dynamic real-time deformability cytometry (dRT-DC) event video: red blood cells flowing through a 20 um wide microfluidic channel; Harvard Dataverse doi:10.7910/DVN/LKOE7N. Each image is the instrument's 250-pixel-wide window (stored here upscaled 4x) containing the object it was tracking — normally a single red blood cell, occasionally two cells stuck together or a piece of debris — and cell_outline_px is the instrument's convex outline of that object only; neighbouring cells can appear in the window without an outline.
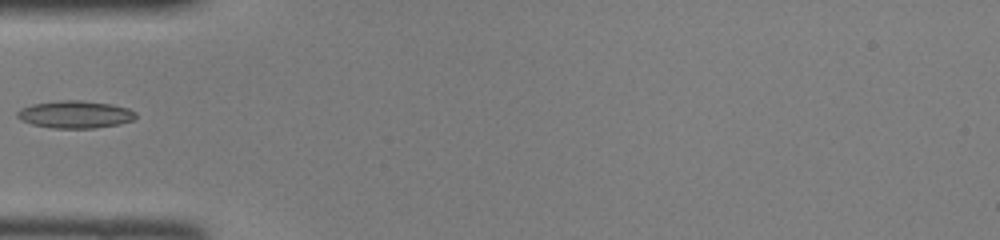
{"species": "common noctule bat (a hibernating species)", "species_latin": "Nyctalus noctula", "temperature_condition": "room temperature", "stored_images_in_passage": 30, "camera_frame_rate_fps": 3000, "um_per_image_px": 0.085, "animal": {"sex": "female", "body_mass_g": 22.0, "forearm_length_mm": 56.7}, "frame": {"image": 1, "passage_image": 1, "time_ms": 0.0, "image_size_px": [1000, 240], "cell_outline_px": [[136, 116], [132, 120], [120, 124], [92, 128], [52, 128], [32, 124], [20, 120], [16, 116], [16, 112], [20, 108], [32, 104], [60, 100], [80, 100], [112, 104], [128, 108], [136, 112]], "centroid_in_image_um": [6.36, 9.72], "position_along_channel_um": 78.6, "area_um2": 19.02}}
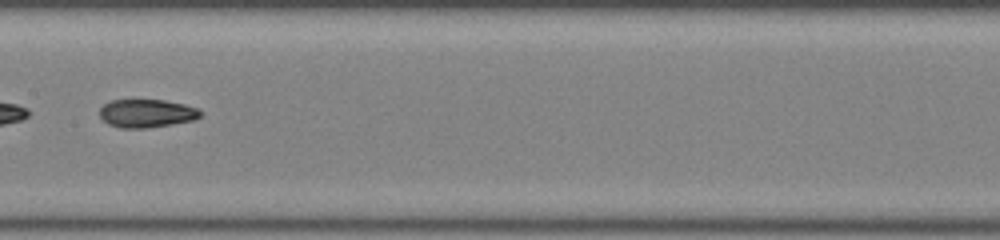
{"frame": {"image": 2, "passage_image": 9, "time_ms": 2.667, "image_size_px": [1000, 240], "cell_outline_px": [[200, 116], [196, 120], [148, 128], [120, 128], [108, 124], [100, 116], [100, 108], [104, 104], [112, 100], [164, 100], [184, 104], [200, 108]], "centroid_in_image_um": [12.49, 9.64], "position_along_channel_um": 194.9, "area_um2": 16.65}}